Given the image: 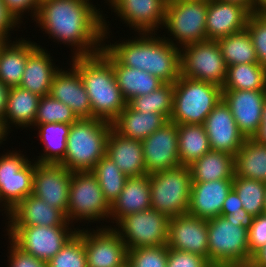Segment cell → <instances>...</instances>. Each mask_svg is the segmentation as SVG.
<instances>
[{
  "label": "cell",
  "instance_id": "35",
  "mask_svg": "<svg viewBox=\"0 0 266 267\" xmlns=\"http://www.w3.org/2000/svg\"><path fill=\"white\" fill-rule=\"evenodd\" d=\"M178 157L180 165L189 166L211 150L203 125H177Z\"/></svg>",
  "mask_w": 266,
  "mask_h": 267
},
{
  "label": "cell",
  "instance_id": "33",
  "mask_svg": "<svg viewBox=\"0 0 266 267\" xmlns=\"http://www.w3.org/2000/svg\"><path fill=\"white\" fill-rule=\"evenodd\" d=\"M234 176L266 183V145L246 138L234 156Z\"/></svg>",
  "mask_w": 266,
  "mask_h": 267
},
{
  "label": "cell",
  "instance_id": "46",
  "mask_svg": "<svg viewBox=\"0 0 266 267\" xmlns=\"http://www.w3.org/2000/svg\"><path fill=\"white\" fill-rule=\"evenodd\" d=\"M248 243L250 260L252 255L266 245V214L254 217L253 223L248 230Z\"/></svg>",
  "mask_w": 266,
  "mask_h": 267
},
{
  "label": "cell",
  "instance_id": "1",
  "mask_svg": "<svg viewBox=\"0 0 266 267\" xmlns=\"http://www.w3.org/2000/svg\"><path fill=\"white\" fill-rule=\"evenodd\" d=\"M89 1L42 0L34 21L58 44L71 45L75 51L72 57L98 54L110 28L101 10Z\"/></svg>",
  "mask_w": 266,
  "mask_h": 267
},
{
  "label": "cell",
  "instance_id": "62",
  "mask_svg": "<svg viewBox=\"0 0 266 267\" xmlns=\"http://www.w3.org/2000/svg\"><path fill=\"white\" fill-rule=\"evenodd\" d=\"M264 213L266 214V191H265Z\"/></svg>",
  "mask_w": 266,
  "mask_h": 267
},
{
  "label": "cell",
  "instance_id": "5",
  "mask_svg": "<svg viewBox=\"0 0 266 267\" xmlns=\"http://www.w3.org/2000/svg\"><path fill=\"white\" fill-rule=\"evenodd\" d=\"M222 99V87L182 75L174 82L173 109L169 121L177 125H203Z\"/></svg>",
  "mask_w": 266,
  "mask_h": 267
},
{
  "label": "cell",
  "instance_id": "54",
  "mask_svg": "<svg viewBox=\"0 0 266 267\" xmlns=\"http://www.w3.org/2000/svg\"><path fill=\"white\" fill-rule=\"evenodd\" d=\"M256 142L266 145V121H261L258 132L253 136Z\"/></svg>",
  "mask_w": 266,
  "mask_h": 267
},
{
  "label": "cell",
  "instance_id": "45",
  "mask_svg": "<svg viewBox=\"0 0 266 267\" xmlns=\"http://www.w3.org/2000/svg\"><path fill=\"white\" fill-rule=\"evenodd\" d=\"M208 263L200 255L168 248L167 267H206Z\"/></svg>",
  "mask_w": 266,
  "mask_h": 267
},
{
  "label": "cell",
  "instance_id": "58",
  "mask_svg": "<svg viewBox=\"0 0 266 267\" xmlns=\"http://www.w3.org/2000/svg\"><path fill=\"white\" fill-rule=\"evenodd\" d=\"M227 267H257V266L254 265L251 261H249V262L227 264Z\"/></svg>",
  "mask_w": 266,
  "mask_h": 267
},
{
  "label": "cell",
  "instance_id": "12",
  "mask_svg": "<svg viewBox=\"0 0 266 267\" xmlns=\"http://www.w3.org/2000/svg\"><path fill=\"white\" fill-rule=\"evenodd\" d=\"M17 151L0 156V205L6 217L23 199L33 193L35 161ZM34 161V163H33Z\"/></svg>",
  "mask_w": 266,
  "mask_h": 267
},
{
  "label": "cell",
  "instance_id": "17",
  "mask_svg": "<svg viewBox=\"0 0 266 267\" xmlns=\"http://www.w3.org/2000/svg\"><path fill=\"white\" fill-rule=\"evenodd\" d=\"M131 30L155 33L162 28L167 0H106ZM134 28V29H133ZM157 30V31H155Z\"/></svg>",
  "mask_w": 266,
  "mask_h": 267
},
{
  "label": "cell",
  "instance_id": "25",
  "mask_svg": "<svg viewBox=\"0 0 266 267\" xmlns=\"http://www.w3.org/2000/svg\"><path fill=\"white\" fill-rule=\"evenodd\" d=\"M106 155L127 177L146 174L143 146L140 140L123 137L112 128L107 139Z\"/></svg>",
  "mask_w": 266,
  "mask_h": 267
},
{
  "label": "cell",
  "instance_id": "31",
  "mask_svg": "<svg viewBox=\"0 0 266 267\" xmlns=\"http://www.w3.org/2000/svg\"><path fill=\"white\" fill-rule=\"evenodd\" d=\"M39 99L40 96L20 86L10 87L2 120L5 129L10 132V124L15 125L14 127L31 128L36 119Z\"/></svg>",
  "mask_w": 266,
  "mask_h": 267
},
{
  "label": "cell",
  "instance_id": "4",
  "mask_svg": "<svg viewBox=\"0 0 266 267\" xmlns=\"http://www.w3.org/2000/svg\"><path fill=\"white\" fill-rule=\"evenodd\" d=\"M112 123L98 119H78L67 137V150L60 163L71 172L91 171L106 155Z\"/></svg>",
  "mask_w": 266,
  "mask_h": 267
},
{
  "label": "cell",
  "instance_id": "51",
  "mask_svg": "<svg viewBox=\"0 0 266 267\" xmlns=\"http://www.w3.org/2000/svg\"><path fill=\"white\" fill-rule=\"evenodd\" d=\"M224 217L228 221L241 222L242 227L246 228L247 230L250 229L254 220V216L248 213L229 214V215H224Z\"/></svg>",
  "mask_w": 266,
  "mask_h": 267
},
{
  "label": "cell",
  "instance_id": "21",
  "mask_svg": "<svg viewBox=\"0 0 266 267\" xmlns=\"http://www.w3.org/2000/svg\"><path fill=\"white\" fill-rule=\"evenodd\" d=\"M251 12L240 4L220 0L207 1V40L216 41L222 37L246 29Z\"/></svg>",
  "mask_w": 266,
  "mask_h": 267
},
{
  "label": "cell",
  "instance_id": "48",
  "mask_svg": "<svg viewBox=\"0 0 266 267\" xmlns=\"http://www.w3.org/2000/svg\"><path fill=\"white\" fill-rule=\"evenodd\" d=\"M5 3L6 8L14 15V17L22 23L21 17L26 11L31 12L32 20L37 17V13L40 6L39 0H2Z\"/></svg>",
  "mask_w": 266,
  "mask_h": 267
},
{
  "label": "cell",
  "instance_id": "63",
  "mask_svg": "<svg viewBox=\"0 0 266 267\" xmlns=\"http://www.w3.org/2000/svg\"><path fill=\"white\" fill-rule=\"evenodd\" d=\"M120 267H130V265H129V263L128 262H126L125 264H123L122 266H120Z\"/></svg>",
  "mask_w": 266,
  "mask_h": 267
},
{
  "label": "cell",
  "instance_id": "27",
  "mask_svg": "<svg viewBox=\"0 0 266 267\" xmlns=\"http://www.w3.org/2000/svg\"><path fill=\"white\" fill-rule=\"evenodd\" d=\"M100 53L112 64L117 85L127 102L133 97L147 95L164 84L146 71L122 65L104 46Z\"/></svg>",
  "mask_w": 266,
  "mask_h": 267
},
{
  "label": "cell",
  "instance_id": "20",
  "mask_svg": "<svg viewBox=\"0 0 266 267\" xmlns=\"http://www.w3.org/2000/svg\"><path fill=\"white\" fill-rule=\"evenodd\" d=\"M167 246L208 260L207 220L188 213L170 218Z\"/></svg>",
  "mask_w": 266,
  "mask_h": 267
},
{
  "label": "cell",
  "instance_id": "59",
  "mask_svg": "<svg viewBox=\"0 0 266 267\" xmlns=\"http://www.w3.org/2000/svg\"><path fill=\"white\" fill-rule=\"evenodd\" d=\"M206 267H227L226 263H208Z\"/></svg>",
  "mask_w": 266,
  "mask_h": 267
},
{
  "label": "cell",
  "instance_id": "56",
  "mask_svg": "<svg viewBox=\"0 0 266 267\" xmlns=\"http://www.w3.org/2000/svg\"><path fill=\"white\" fill-rule=\"evenodd\" d=\"M220 1L240 4L246 7L252 13V0H220Z\"/></svg>",
  "mask_w": 266,
  "mask_h": 267
},
{
  "label": "cell",
  "instance_id": "40",
  "mask_svg": "<svg viewBox=\"0 0 266 267\" xmlns=\"http://www.w3.org/2000/svg\"><path fill=\"white\" fill-rule=\"evenodd\" d=\"M232 189L240 197L248 214L256 217L264 213L265 182L234 176Z\"/></svg>",
  "mask_w": 266,
  "mask_h": 267
},
{
  "label": "cell",
  "instance_id": "3",
  "mask_svg": "<svg viewBox=\"0 0 266 267\" xmlns=\"http://www.w3.org/2000/svg\"><path fill=\"white\" fill-rule=\"evenodd\" d=\"M90 99L92 118L112 123L126 107L112 64L101 54L72 57Z\"/></svg>",
  "mask_w": 266,
  "mask_h": 267
},
{
  "label": "cell",
  "instance_id": "2",
  "mask_svg": "<svg viewBox=\"0 0 266 267\" xmlns=\"http://www.w3.org/2000/svg\"><path fill=\"white\" fill-rule=\"evenodd\" d=\"M155 35L139 33L140 37L132 40L103 46L122 65L146 71L164 83H174L181 75L180 48Z\"/></svg>",
  "mask_w": 266,
  "mask_h": 267
},
{
  "label": "cell",
  "instance_id": "18",
  "mask_svg": "<svg viewBox=\"0 0 266 267\" xmlns=\"http://www.w3.org/2000/svg\"><path fill=\"white\" fill-rule=\"evenodd\" d=\"M203 126L213 151L228 152L235 156L246 140L223 99L208 114Z\"/></svg>",
  "mask_w": 266,
  "mask_h": 267
},
{
  "label": "cell",
  "instance_id": "52",
  "mask_svg": "<svg viewBox=\"0 0 266 267\" xmlns=\"http://www.w3.org/2000/svg\"><path fill=\"white\" fill-rule=\"evenodd\" d=\"M9 90L10 88L4 85L2 81L0 80V119L1 120L4 119Z\"/></svg>",
  "mask_w": 266,
  "mask_h": 267
},
{
  "label": "cell",
  "instance_id": "32",
  "mask_svg": "<svg viewBox=\"0 0 266 267\" xmlns=\"http://www.w3.org/2000/svg\"><path fill=\"white\" fill-rule=\"evenodd\" d=\"M192 182H208L234 177V156L228 152L213 151L189 165Z\"/></svg>",
  "mask_w": 266,
  "mask_h": 267
},
{
  "label": "cell",
  "instance_id": "9",
  "mask_svg": "<svg viewBox=\"0 0 266 267\" xmlns=\"http://www.w3.org/2000/svg\"><path fill=\"white\" fill-rule=\"evenodd\" d=\"M110 216V204L105 199L96 177L91 171L72 172L66 218L89 222L105 221ZM106 217V218H105ZM93 220V221H91Z\"/></svg>",
  "mask_w": 266,
  "mask_h": 267
},
{
  "label": "cell",
  "instance_id": "60",
  "mask_svg": "<svg viewBox=\"0 0 266 267\" xmlns=\"http://www.w3.org/2000/svg\"><path fill=\"white\" fill-rule=\"evenodd\" d=\"M261 121H266V98L264 101V107H263V111H262V119Z\"/></svg>",
  "mask_w": 266,
  "mask_h": 267
},
{
  "label": "cell",
  "instance_id": "42",
  "mask_svg": "<svg viewBox=\"0 0 266 267\" xmlns=\"http://www.w3.org/2000/svg\"><path fill=\"white\" fill-rule=\"evenodd\" d=\"M48 267H87L84 241L81 230L66 242L61 250L47 262Z\"/></svg>",
  "mask_w": 266,
  "mask_h": 267
},
{
  "label": "cell",
  "instance_id": "6",
  "mask_svg": "<svg viewBox=\"0 0 266 267\" xmlns=\"http://www.w3.org/2000/svg\"><path fill=\"white\" fill-rule=\"evenodd\" d=\"M192 187L189 166H178L150 174L151 208L167 218L188 213Z\"/></svg>",
  "mask_w": 266,
  "mask_h": 267
},
{
  "label": "cell",
  "instance_id": "49",
  "mask_svg": "<svg viewBox=\"0 0 266 267\" xmlns=\"http://www.w3.org/2000/svg\"><path fill=\"white\" fill-rule=\"evenodd\" d=\"M19 24L20 22L6 8L5 3L0 0V37L4 38L7 41H10L9 32L12 31L16 26L19 28Z\"/></svg>",
  "mask_w": 266,
  "mask_h": 267
},
{
  "label": "cell",
  "instance_id": "37",
  "mask_svg": "<svg viewBox=\"0 0 266 267\" xmlns=\"http://www.w3.org/2000/svg\"><path fill=\"white\" fill-rule=\"evenodd\" d=\"M216 41L227 66L259 63L252 39L246 29Z\"/></svg>",
  "mask_w": 266,
  "mask_h": 267
},
{
  "label": "cell",
  "instance_id": "16",
  "mask_svg": "<svg viewBox=\"0 0 266 267\" xmlns=\"http://www.w3.org/2000/svg\"><path fill=\"white\" fill-rule=\"evenodd\" d=\"M141 142L146 174L181 166L178 157L177 124L174 122L168 121Z\"/></svg>",
  "mask_w": 266,
  "mask_h": 267
},
{
  "label": "cell",
  "instance_id": "15",
  "mask_svg": "<svg viewBox=\"0 0 266 267\" xmlns=\"http://www.w3.org/2000/svg\"><path fill=\"white\" fill-rule=\"evenodd\" d=\"M72 172L62 164L35 161L33 195L66 215Z\"/></svg>",
  "mask_w": 266,
  "mask_h": 267
},
{
  "label": "cell",
  "instance_id": "14",
  "mask_svg": "<svg viewBox=\"0 0 266 267\" xmlns=\"http://www.w3.org/2000/svg\"><path fill=\"white\" fill-rule=\"evenodd\" d=\"M81 229L87 267H120L127 262V247L111 226Z\"/></svg>",
  "mask_w": 266,
  "mask_h": 267
},
{
  "label": "cell",
  "instance_id": "43",
  "mask_svg": "<svg viewBox=\"0 0 266 267\" xmlns=\"http://www.w3.org/2000/svg\"><path fill=\"white\" fill-rule=\"evenodd\" d=\"M168 246L141 247L128 250L130 267H167Z\"/></svg>",
  "mask_w": 266,
  "mask_h": 267
},
{
  "label": "cell",
  "instance_id": "47",
  "mask_svg": "<svg viewBox=\"0 0 266 267\" xmlns=\"http://www.w3.org/2000/svg\"><path fill=\"white\" fill-rule=\"evenodd\" d=\"M9 243V267H48L47 262H44L40 259L35 258L32 255L23 252L18 247H16L11 241H9Z\"/></svg>",
  "mask_w": 266,
  "mask_h": 267
},
{
  "label": "cell",
  "instance_id": "41",
  "mask_svg": "<svg viewBox=\"0 0 266 267\" xmlns=\"http://www.w3.org/2000/svg\"><path fill=\"white\" fill-rule=\"evenodd\" d=\"M77 120L76 115L66 104L54 99L51 95L40 97L34 124L58 122L72 124Z\"/></svg>",
  "mask_w": 266,
  "mask_h": 267
},
{
  "label": "cell",
  "instance_id": "7",
  "mask_svg": "<svg viewBox=\"0 0 266 267\" xmlns=\"http://www.w3.org/2000/svg\"><path fill=\"white\" fill-rule=\"evenodd\" d=\"M206 14L207 0L167 2L162 27H165L174 39L163 36L164 39L178 48L206 41Z\"/></svg>",
  "mask_w": 266,
  "mask_h": 267
},
{
  "label": "cell",
  "instance_id": "10",
  "mask_svg": "<svg viewBox=\"0 0 266 267\" xmlns=\"http://www.w3.org/2000/svg\"><path fill=\"white\" fill-rule=\"evenodd\" d=\"M7 227L9 240L16 247L44 262L52 259L79 229L74 226Z\"/></svg>",
  "mask_w": 266,
  "mask_h": 267
},
{
  "label": "cell",
  "instance_id": "44",
  "mask_svg": "<svg viewBox=\"0 0 266 267\" xmlns=\"http://www.w3.org/2000/svg\"><path fill=\"white\" fill-rule=\"evenodd\" d=\"M246 30L252 39L258 62L266 67V14H251Z\"/></svg>",
  "mask_w": 266,
  "mask_h": 267
},
{
  "label": "cell",
  "instance_id": "39",
  "mask_svg": "<svg viewBox=\"0 0 266 267\" xmlns=\"http://www.w3.org/2000/svg\"><path fill=\"white\" fill-rule=\"evenodd\" d=\"M91 172L98 180L105 199L111 205L122 192L128 177L107 155L101 158Z\"/></svg>",
  "mask_w": 266,
  "mask_h": 267
},
{
  "label": "cell",
  "instance_id": "28",
  "mask_svg": "<svg viewBox=\"0 0 266 267\" xmlns=\"http://www.w3.org/2000/svg\"><path fill=\"white\" fill-rule=\"evenodd\" d=\"M48 51L38 45L28 56L20 87L40 97L50 95L53 77L60 69Z\"/></svg>",
  "mask_w": 266,
  "mask_h": 267
},
{
  "label": "cell",
  "instance_id": "55",
  "mask_svg": "<svg viewBox=\"0 0 266 267\" xmlns=\"http://www.w3.org/2000/svg\"><path fill=\"white\" fill-rule=\"evenodd\" d=\"M252 14H266V0H252Z\"/></svg>",
  "mask_w": 266,
  "mask_h": 267
},
{
  "label": "cell",
  "instance_id": "61",
  "mask_svg": "<svg viewBox=\"0 0 266 267\" xmlns=\"http://www.w3.org/2000/svg\"><path fill=\"white\" fill-rule=\"evenodd\" d=\"M7 40H5L4 38L0 37V49L2 48V46L5 44Z\"/></svg>",
  "mask_w": 266,
  "mask_h": 267
},
{
  "label": "cell",
  "instance_id": "57",
  "mask_svg": "<svg viewBox=\"0 0 266 267\" xmlns=\"http://www.w3.org/2000/svg\"><path fill=\"white\" fill-rule=\"evenodd\" d=\"M8 131L5 129L3 121L0 119V144L7 139Z\"/></svg>",
  "mask_w": 266,
  "mask_h": 267
},
{
  "label": "cell",
  "instance_id": "26",
  "mask_svg": "<svg viewBox=\"0 0 266 267\" xmlns=\"http://www.w3.org/2000/svg\"><path fill=\"white\" fill-rule=\"evenodd\" d=\"M151 208L150 174L128 177L122 192L110 205L111 223H117L128 214ZM115 220V222H114Z\"/></svg>",
  "mask_w": 266,
  "mask_h": 267
},
{
  "label": "cell",
  "instance_id": "19",
  "mask_svg": "<svg viewBox=\"0 0 266 267\" xmlns=\"http://www.w3.org/2000/svg\"><path fill=\"white\" fill-rule=\"evenodd\" d=\"M265 98L266 90H222V99L245 138H253L258 132Z\"/></svg>",
  "mask_w": 266,
  "mask_h": 267
},
{
  "label": "cell",
  "instance_id": "8",
  "mask_svg": "<svg viewBox=\"0 0 266 267\" xmlns=\"http://www.w3.org/2000/svg\"><path fill=\"white\" fill-rule=\"evenodd\" d=\"M209 263L250 261L248 230L241 222L228 221L219 215L207 220Z\"/></svg>",
  "mask_w": 266,
  "mask_h": 267
},
{
  "label": "cell",
  "instance_id": "38",
  "mask_svg": "<svg viewBox=\"0 0 266 267\" xmlns=\"http://www.w3.org/2000/svg\"><path fill=\"white\" fill-rule=\"evenodd\" d=\"M173 95L174 83H164L147 95L133 97L127 104L141 113H159L169 121L173 109Z\"/></svg>",
  "mask_w": 266,
  "mask_h": 267
},
{
  "label": "cell",
  "instance_id": "24",
  "mask_svg": "<svg viewBox=\"0 0 266 267\" xmlns=\"http://www.w3.org/2000/svg\"><path fill=\"white\" fill-rule=\"evenodd\" d=\"M7 226H73L66 215L33 194L9 212Z\"/></svg>",
  "mask_w": 266,
  "mask_h": 267
},
{
  "label": "cell",
  "instance_id": "36",
  "mask_svg": "<svg viewBox=\"0 0 266 267\" xmlns=\"http://www.w3.org/2000/svg\"><path fill=\"white\" fill-rule=\"evenodd\" d=\"M222 90H266V67L260 63L228 66Z\"/></svg>",
  "mask_w": 266,
  "mask_h": 267
},
{
  "label": "cell",
  "instance_id": "13",
  "mask_svg": "<svg viewBox=\"0 0 266 267\" xmlns=\"http://www.w3.org/2000/svg\"><path fill=\"white\" fill-rule=\"evenodd\" d=\"M181 75L197 81L223 86L227 64L217 41L206 40L180 49Z\"/></svg>",
  "mask_w": 266,
  "mask_h": 267
},
{
  "label": "cell",
  "instance_id": "11",
  "mask_svg": "<svg viewBox=\"0 0 266 267\" xmlns=\"http://www.w3.org/2000/svg\"><path fill=\"white\" fill-rule=\"evenodd\" d=\"M113 229L119 234L127 250L167 245L169 218L155 209L128 214Z\"/></svg>",
  "mask_w": 266,
  "mask_h": 267
},
{
  "label": "cell",
  "instance_id": "23",
  "mask_svg": "<svg viewBox=\"0 0 266 267\" xmlns=\"http://www.w3.org/2000/svg\"><path fill=\"white\" fill-rule=\"evenodd\" d=\"M232 184L233 179L192 182L188 214L204 220L221 215L223 202Z\"/></svg>",
  "mask_w": 266,
  "mask_h": 267
},
{
  "label": "cell",
  "instance_id": "53",
  "mask_svg": "<svg viewBox=\"0 0 266 267\" xmlns=\"http://www.w3.org/2000/svg\"><path fill=\"white\" fill-rule=\"evenodd\" d=\"M250 261L257 267H266V245L257 250Z\"/></svg>",
  "mask_w": 266,
  "mask_h": 267
},
{
  "label": "cell",
  "instance_id": "29",
  "mask_svg": "<svg viewBox=\"0 0 266 267\" xmlns=\"http://www.w3.org/2000/svg\"><path fill=\"white\" fill-rule=\"evenodd\" d=\"M38 46L22 37L6 41L0 49V80L6 86H19L29 54Z\"/></svg>",
  "mask_w": 266,
  "mask_h": 267
},
{
  "label": "cell",
  "instance_id": "50",
  "mask_svg": "<svg viewBox=\"0 0 266 267\" xmlns=\"http://www.w3.org/2000/svg\"><path fill=\"white\" fill-rule=\"evenodd\" d=\"M237 213H248L243 209L242 202L237 193L231 189L223 202L221 216Z\"/></svg>",
  "mask_w": 266,
  "mask_h": 267
},
{
  "label": "cell",
  "instance_id": "30",
  "mask_svg": "<svg viewBox=\"0 0 266 267\" xmlns=\"http://www.w3.org/2000/svg\"><path fill=\"white\" fill-rule=\"evenodd\" d=\"M167 122L168 120L159 113H141L127 104L112 122V128L123 137L142 141Z\"/></svg>",
  "mask_w": 266,
  "mask_h": 267
},
{
  "label": "cell",
  "instance_id": "34",
  "mask_svg": "<svg viewBox=\"0 0 266 267\" xmlns=\"http://www.w3.org/2000/svg\"><path fill=\"white\" fill-rule=\"evenodd\" d=\"M71 125L59 122L32 125L38 127V137L44 145V152L37 156L36 162L60 164L64 160Z\"/></svg>",
  "mask_w": 266,
  "mask_h": 267
},
{
  "label": "cell",
  "instance_id": "22",
  "mask_svg": "<svg viewBox=\"0 0 266 267\" xmlns=\"http://www.w3.org/2000/svg\"><path fill=\"white\" fill-rule=\"evenodd\" d=\"M59 69L53 77L50 95L71 108L78 119H92L90 99L78 70Z\"/></svg>",
  "mask_w": 266,
  "mask_h": 267
}]
</instances>
